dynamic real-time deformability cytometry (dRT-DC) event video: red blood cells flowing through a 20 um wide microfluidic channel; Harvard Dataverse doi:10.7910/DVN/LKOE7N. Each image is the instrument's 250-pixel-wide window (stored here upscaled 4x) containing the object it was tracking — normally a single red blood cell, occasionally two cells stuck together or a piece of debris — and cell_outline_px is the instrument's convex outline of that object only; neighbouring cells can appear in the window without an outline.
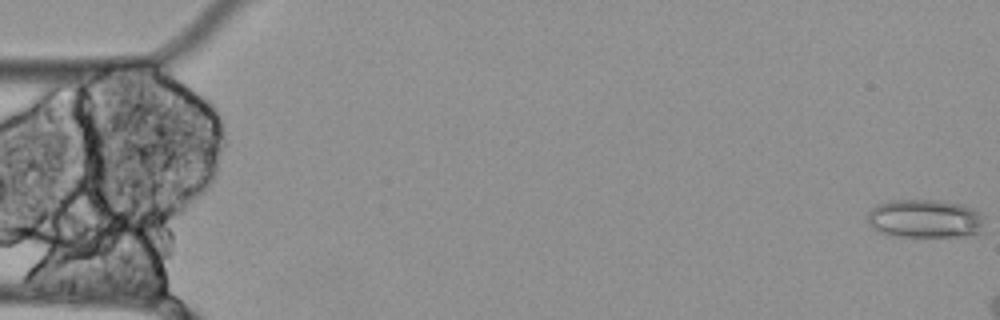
{"species": "Egyptian fruit bat (a non-hibernating species)", "species_latin": "Rousettus aegyptiacus", "temperature_condition": "cold", "stored_images_in_passage": 10, "camera_frame_rate_fps": 3000, "um_per_image_px": 0.085, "animal": {"sex": "female"}, "frame": {"image": 1, "passage_image": 1, "time_ms": 0.0, "image_size_px": [1000, 320], "cell_outline_px": [[984, 216], [980, 232], [960, 236], [900, 236], [880, 232], [872, 228], [868, 224], [868, 216], [872, 208], [876, 204], [892, 200], [940, 200], [964, 204], [972, 208]], "centroid_in_image_um": [78.61, 18.57], "position_along_channel_um": 6.4, "area_um2": 26.13}}